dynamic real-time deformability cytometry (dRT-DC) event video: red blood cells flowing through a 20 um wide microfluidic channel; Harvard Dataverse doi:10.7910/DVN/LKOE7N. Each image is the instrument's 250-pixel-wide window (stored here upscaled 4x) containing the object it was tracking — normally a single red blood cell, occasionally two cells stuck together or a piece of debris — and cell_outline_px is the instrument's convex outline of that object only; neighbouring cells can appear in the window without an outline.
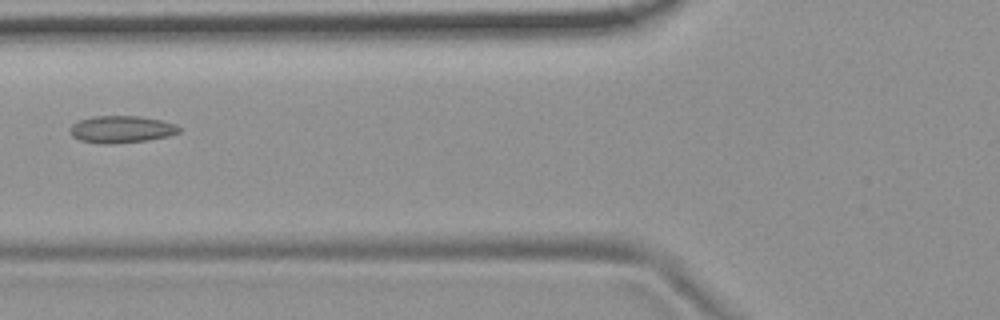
{"species": "common noctule bat (a hibernating species)", "species_latin": "Nyctalus noctula", "temperature_condition": "room temperature", "stored_images_in_passage": 4, "camera_frame_rate_fps": 3000, "um_per_image_px": 0.085, "animal": {"sex": "female", "body_mass_g": 19.9}, "frame": {"image": 1, "passage_image": 4, "time_ms": 3.333, "image_size_px": [1000, 320], "cell_outline_px": [[180, 132], [168, 136], [148, 140], [112, 144], [104, 144], [80, 140], [72, 136], [68, 128], [72, 124], [80, 120], [92, 116], [140, 116], [160, 120], [176, 124], [180, 128]], "centroid_in_image_um": [10.3, 10.99], "position_along_channel_um": 115.5, "area_um2": 17.28}}